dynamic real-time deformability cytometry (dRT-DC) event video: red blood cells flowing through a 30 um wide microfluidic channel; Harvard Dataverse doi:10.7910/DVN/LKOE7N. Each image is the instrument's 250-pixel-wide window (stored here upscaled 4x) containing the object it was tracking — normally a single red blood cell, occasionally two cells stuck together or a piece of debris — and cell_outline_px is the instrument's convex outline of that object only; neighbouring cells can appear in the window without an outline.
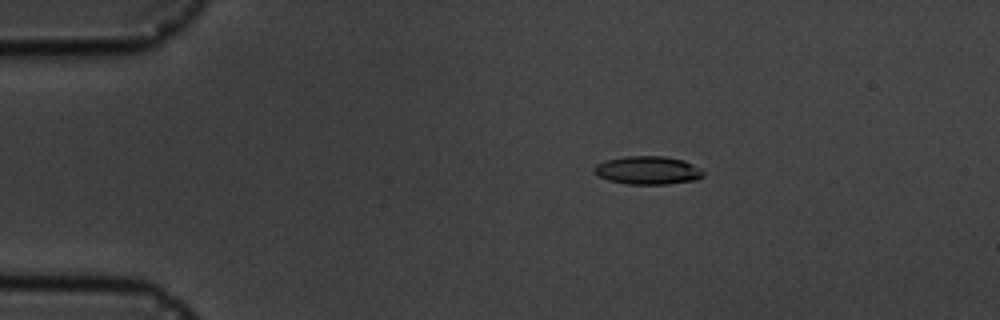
{"species": "common noctule bat (a hibernating species)", "species_latin": "Nyctalus noctula", "temperature_condition": "cold", "stored_images_in_passage": 5, "camera_frame_rate_fps": 3000, "um_per_image_px": 0.085, "animal": {"sex": "male", "body_mass_g": 19.5, "forearm_length_mm": 54.6}, "frame": {"image": 1, "passage_image": 3, "time_ms": 2.333, "image_size_px": [1000, 320], "cell_outline_px": [[704, 176], [696, 180], [668, 184], [628, 184], [608, 180], [592, 172], [592, 168], [596, 164], [604, 160], [624, 156], [664, 156], [684, 160], [692, 164], [704, 172]], "centroid_in_image_um": [55.03, 14.47], "position_along_channel_um": 30.0, "area_um2": 18.09}}